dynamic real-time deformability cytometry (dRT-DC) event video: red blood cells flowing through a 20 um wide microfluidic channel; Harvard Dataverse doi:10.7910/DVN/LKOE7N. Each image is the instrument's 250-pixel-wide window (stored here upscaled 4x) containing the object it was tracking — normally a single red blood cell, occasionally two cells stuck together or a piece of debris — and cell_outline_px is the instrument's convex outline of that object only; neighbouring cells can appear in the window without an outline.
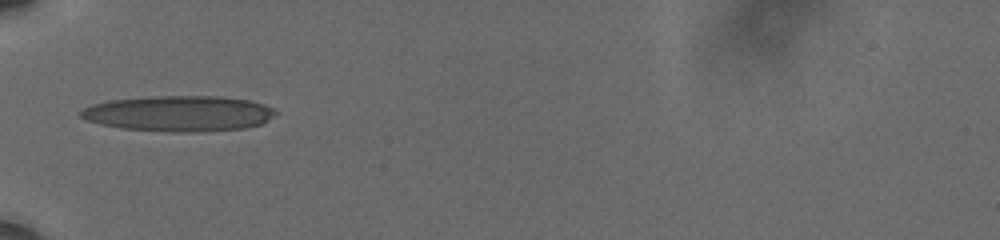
{"species": "human", "species_latin": "Homo sapiens", "temperature_condition": "cold", "stored_images_in_passage": 6, "camera_frame_rate_fps": 3000, "um_per_image_px": 0.085, "donor": {"sex": "male"}, "frame": {"image": 1, "passage_image": 1, "time_ms": 0.0, "image_size_px": [1000, 240], "cell_outline_px": [[280, 112], [268, 120], [260, 124], [244, 128], [196, 132], [172, 132], [120, 128], [100, 124], [88, 120], [80, 116], [80, 112], [84, 108], [92, 104], [108, 100], [148, 96], [224, 96], [248, 100], [264, 104]], "centroid_in_image_um": [15.22, 9.64], "position_along_channel_um": 69.8, "area_um2": 40.69}}
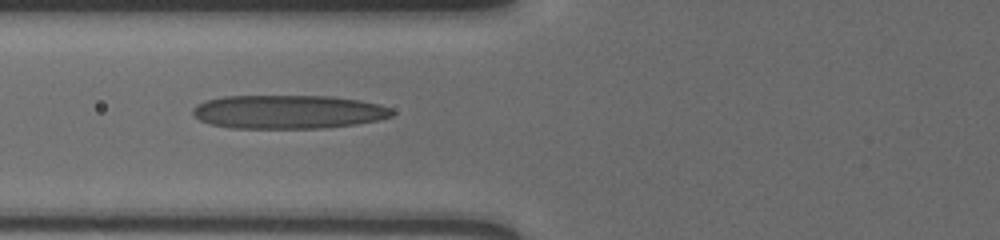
{"frame": {"image": 2, "passage_image": 4, "time_ms": 1.0, "image_size_px": [1000, 240], "cell_outline_px": [[396, 112], [392, 116], [380, 120], [356, 124], [324, 128], [232, 128], [212, 124], [200, 120], [192, 112], [192, 108], [196, 104], [204, 100], [224, 96], [332, 96], [360, 100], [380, 104], [392, 108]], "centroid_in_image_um": [24.53, 9.5], "position_along_channel_um": 101.3, "area_um2": 39.42}}